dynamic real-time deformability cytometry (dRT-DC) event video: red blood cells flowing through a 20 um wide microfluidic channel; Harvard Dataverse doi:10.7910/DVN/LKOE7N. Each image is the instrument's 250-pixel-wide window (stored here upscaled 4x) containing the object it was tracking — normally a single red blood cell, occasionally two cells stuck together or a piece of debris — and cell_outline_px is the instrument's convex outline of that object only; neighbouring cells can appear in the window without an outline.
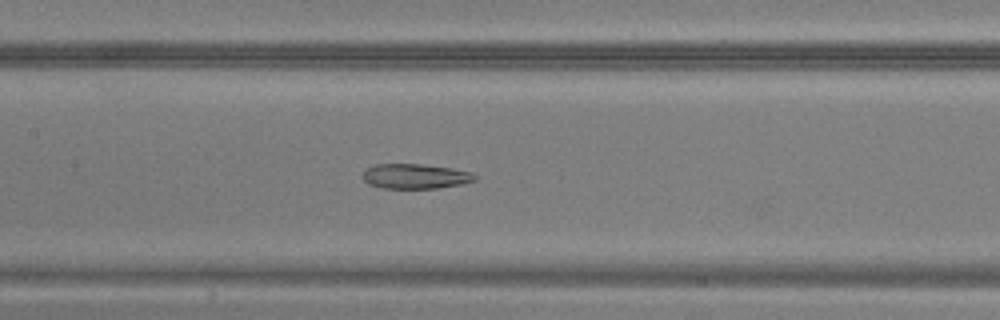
{"species": "common noctule bat (a hibernating species)", "species_latin": "Nyctalus noctula", "temperature_condition": "warm", "stored_images_in_passage": 36, "camera_frame_rate_fps": 3000, "um_per_image_px": 0.085, "animal": {"sex": "male", "body_mass_g": 20.5, "forearm_length_mm": 52.5}, "frame": {"image": 1, "passage_image": 12, "time_ms": 3.667, "image_size_px": [1000, 320], "cell_outline_px": [[476, 180], [460, 184], [440, 188], [380, 188], [368, 184], [364, 180], [364, 172], [368, 168], [376, 164], [424, 164], [452, 168], [472, 172], [476, 176]], "centroid_in_image_um": [35.32, 14.98], "position_along_channel_um": 172.1, "area_um2": 16.24}}
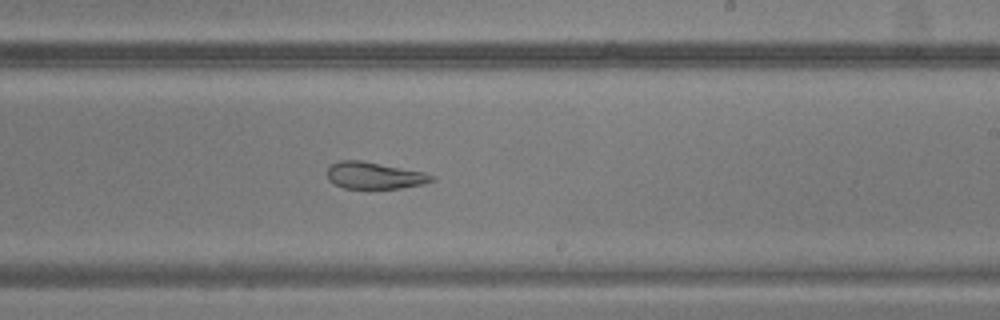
{"frame": {"image": 2, "passage_image": 18, "time_ms": 5.667, "image_size_px": [1000, 320], "cell_outline_px": [[436, 180], [424, 184], [400, 188], [344, 188], [328, 180], [328, 168], [332, 164], [340, 160], [360, 160], [424, 172], [436, 176]], "centroid_in_image_um": [31.86, 14.92], "position_along_channel_um": 257.1, "area_um2": 16.24}}
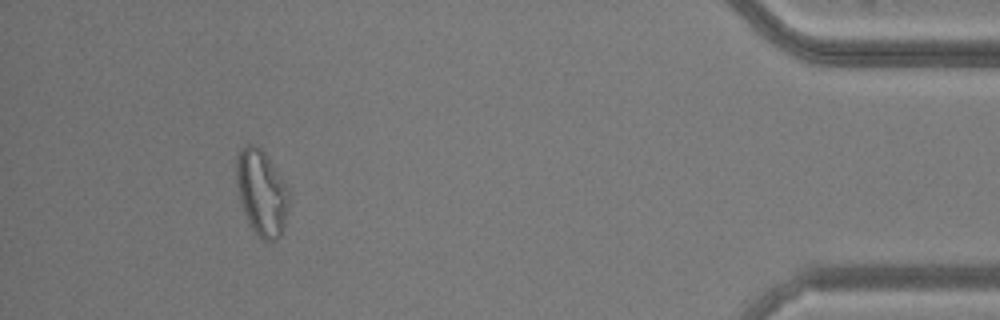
{"frame": {"image": 3, "passage_image": 33, "time_ms": 10.667, "image_size_px": [1000, 320], "cell_outline_px": [[292, 196], [284, 228], [280, 236], [272, 244], [256, 236], [244, 212], [240, 200], [236, 184], [236, 156], [240, 148], [244, 144], [252, 144], [260, 148], [264, 152], [288, 188]], "centroid_in_image_um": [22.26, 16.41], "position_along_channel_um": 412.9, "area_um2": 26.76}}